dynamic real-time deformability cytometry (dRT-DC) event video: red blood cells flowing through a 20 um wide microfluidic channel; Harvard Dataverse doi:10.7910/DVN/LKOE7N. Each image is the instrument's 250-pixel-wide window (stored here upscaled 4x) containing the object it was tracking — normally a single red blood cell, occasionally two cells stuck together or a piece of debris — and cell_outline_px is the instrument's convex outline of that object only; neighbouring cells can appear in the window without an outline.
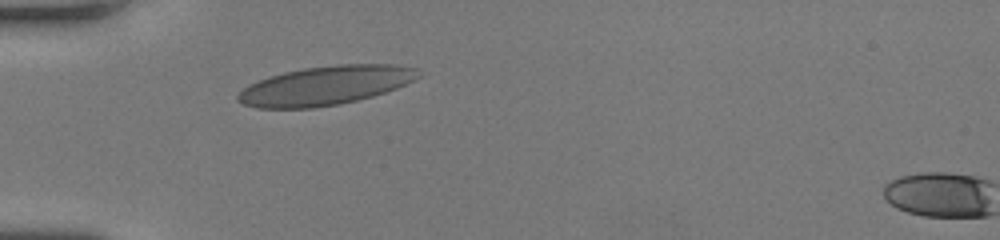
{"species": "human", "species_latin": "Homo sapiens", "temperature_condition": "room temperature", "stored_images_in_passage": 29, "camera_frame_rate_fps": 3000, "um_per_image_px": 0.085, "donor": {"sex": "female"}, "frame": {"image": 1, "passage_image": 1, "time_ms": 0.0, "image_size_px": [1000, 240], "cell_outline_px": [[420, 76], [416, 80], [396, 88], [372, 96], [356, 100], [336, 104], [312, 108], [256, 108], [244, 104], [236, 100], [236, 96], [248, 84], [268, 76], [284, 72], [304, 68], [336, 64], [396, 64], [416, 68]], "centroid_in_image_um": [27.65, 7.26], "position_along_channel_um": 57.4, "area_um2": 40.92}}
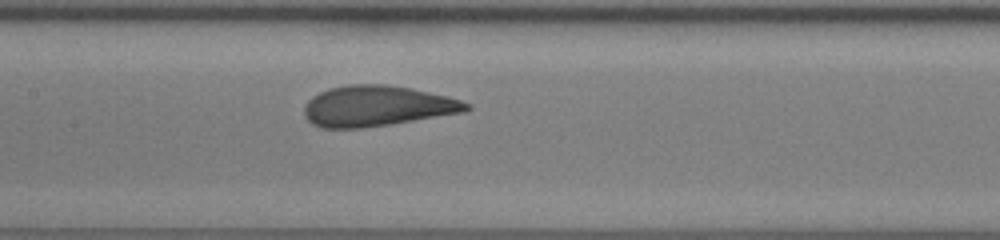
{"frame": {"image": 2, "passage_image": 10, "time_ms": 3.0, "image_size_px": [1000, 240], "cell_outline_px": [[472, 108], [464, 112], [388, 124], [360, 128], [320, 128], [312, 124], [304, 116], [304, 108], [308, 100], [312, 96], [328, 88], [348, 84], [384, 84], [412, 88], [448, 96], [472, 104]], "centroid_in_image_um": [32.03, 9.0], "position_along_channel_um": 175.4, "area_um2": 38.44}}
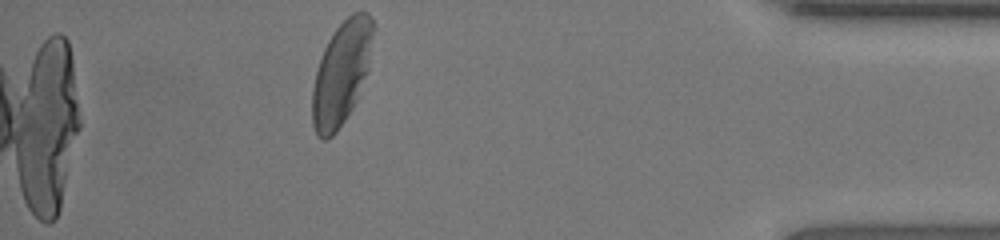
{"frame": {"image": 3, "passage_image": 29, "time_ms": 9.333, "image_size_px": [1000, 240], "cell_outline_px": [[376, 24], [368, 72], [356, 100], [352, 108], [336, 132], [328, 140], [320, 140], [316, 136], [312, 124], [312, 88], [316, 72], [324, 48], [328, 40], [336, 28], [352, 12], [368, 12], [372, 16]], "centroid_in_image_um": [29.04, 6.2], "position_along_channel_um": 406.2, "area_um2": 37.11}, "authors_computed_cell_mechanics": {"area_um2": 38.3792, "velocity_mm_per_s": 4.296, "shape_relaxation_time_tau1_ms": 5.8058, "shape_relaxation_time_tau2_ms": null, "deformation_change_tau1": 0.1727, "deformation_change_tau2": null}}